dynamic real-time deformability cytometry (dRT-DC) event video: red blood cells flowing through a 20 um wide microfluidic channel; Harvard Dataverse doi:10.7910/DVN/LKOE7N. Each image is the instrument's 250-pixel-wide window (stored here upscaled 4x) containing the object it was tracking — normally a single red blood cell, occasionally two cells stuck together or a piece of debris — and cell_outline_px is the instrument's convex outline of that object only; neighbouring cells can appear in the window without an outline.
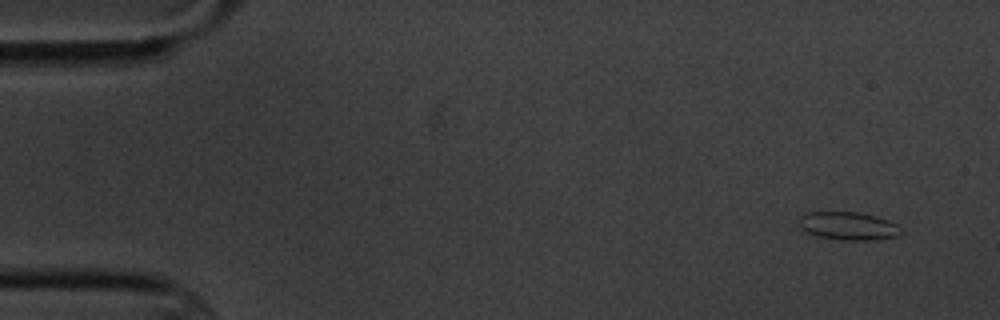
{"species": "common noctule bat (a hibernating species)", "species_latin": "Nyctalus noctula", "temperature_condition": "cold", "stored_images_in_passage": 6, "camera_frame_rate_fps": 3000, "um_per_image_px": 0.085, "animal": {"sex": "male", "body_mass_g": 20.1, "forearm_length_mm": 53.5}, "frame": {"image": 1, "passage_image": 1, "time_ms": 0.0, "image_size_px": [1000, 320], "cell_outline_px": [[904, 232], [896, 236], [872, 240], [844, 240], [820, 236], [808, 232], [800, 228], [796, 224], [796, 220], [804, 212], [860, 212], [876, 216], [888, 220], [896, 224]], "centroid_in_image_um": [72.06, 19.19], "position_along_channel_um": 12.9, "area_um2": 16.82}}
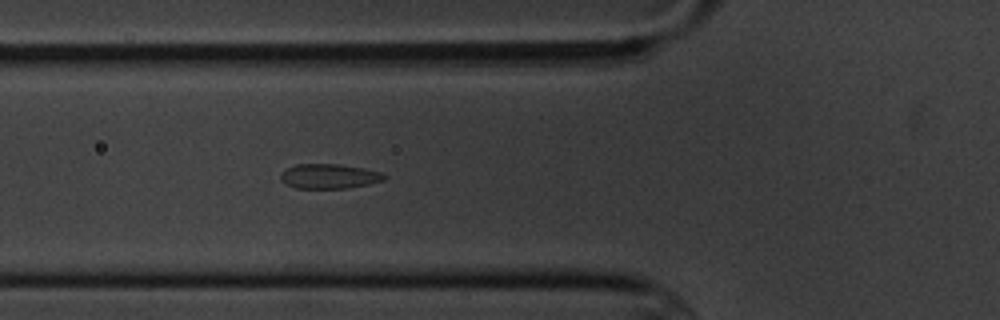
{"frame": {"image": 2, "passage_image": 6, "time_ms": 5.667, "image_size_px": [1000, 320], "cell_outline_px": [[388, 176], [384, 180], [368, 184], [348, 188], [296, 188], [280, 180], [280, 176], [288, 168], [296, 164], [340, 164], [364, 168], [380, 172]], "centroid_in_image_um": [28.01, 14.98], "position_along_channel_um": 97.8, "area_um2": 14.8}}